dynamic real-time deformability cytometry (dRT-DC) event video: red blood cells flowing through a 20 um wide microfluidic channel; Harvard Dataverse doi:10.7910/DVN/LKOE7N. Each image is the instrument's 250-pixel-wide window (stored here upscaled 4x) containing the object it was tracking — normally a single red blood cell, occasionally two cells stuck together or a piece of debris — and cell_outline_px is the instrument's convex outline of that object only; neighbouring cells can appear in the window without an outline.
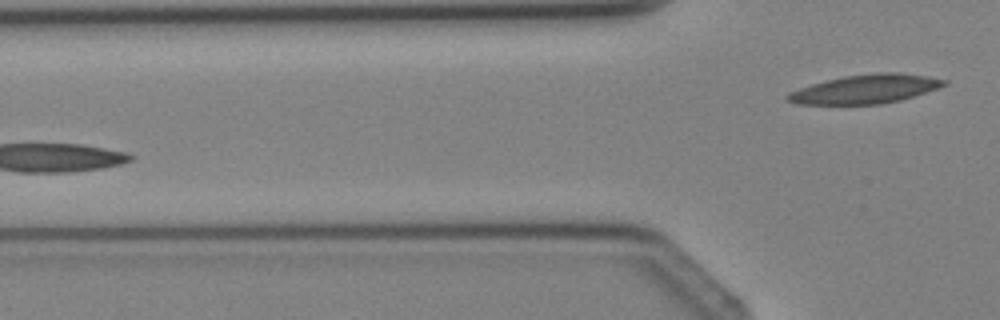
{"species": "Egyptian fruit bat (a non-hibernating species)", "species_latin": "Rousettus aegyptiacus", "temperature_condition": "cold", "stored_images_in_passage": 3, "camera_frame_rate_fps": 3000, "um_per_image_px": 0.085, "animal": {"sex": "female"}, "frame": {"image": 1, "passage_image": 3, "time_ms": 2.0, "image_size_px": [1000, 320], "cell_outline_px": [[948, 84], [900, 100], [880, 104], [796, 104], [788, 100], [784, 96], [788, 92], [812, 84], [844, 76], [880, 72], [896, 72], [928, 76], [948, 80]], "centroid_in_image_um": [73.55, 7.56], "position_along_channel_um": 52.3, "area_um2": 26.07}}